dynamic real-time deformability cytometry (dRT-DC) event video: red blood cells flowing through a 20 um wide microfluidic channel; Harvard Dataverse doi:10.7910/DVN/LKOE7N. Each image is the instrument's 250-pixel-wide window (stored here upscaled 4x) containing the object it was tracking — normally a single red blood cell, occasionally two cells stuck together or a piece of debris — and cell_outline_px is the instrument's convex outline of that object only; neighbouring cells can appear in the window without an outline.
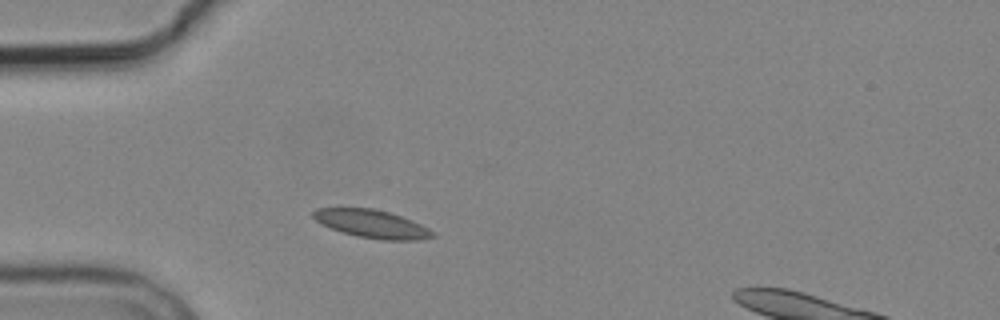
{"species": "common noctule bat (a hibernating species)", "species_latin": "Nyctalus noctula", "temperature_condition": "cold", "stored_images_in_passage": 3, "camera_frame_rate_fps": 3000, "um_per_image_px": 0.085, "animal": {"sex": "male", "body_mass_g": 19.2, "forearm_length_mm": 51.8}, "frame": {"image": 1, "passage_image": 2, "time_ms": 1.0, "image_size_px": [1000, 320], "cell_outline_px": [[436, 236], [420, 240], [380, 240], [356, 236], [320, 224], [312, 216], [312, 212], [316, 208], [372, 208], [388, 212], [412, 220], [436, 232]], "centroid_in_image_um": [31.63, 19.04], "position_along_channel_um": 53.4, "area_um2": 19.54}}